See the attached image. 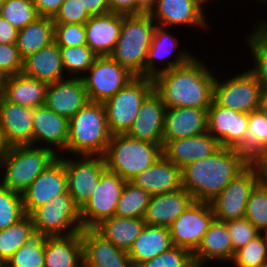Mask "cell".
I'll use <instances>...</instances> for the list:
<instances>
[{
	"mask_svg": "<svg viewBox=\"0 0 267 267\" xmlns=\"http://www.w3.org/2000/svg\"><path fill=\"white\" fill-rule=\"evenodd\" d=\"M241 150L220 147L212 155L181 168L182 188L196 202H210L248 165Z\"/></svg>",
	"mask_w": 267,
	"mask_h": 267,
	"instance_id": "6da1fadb",
	"label": "cell"
},
{
	"mask_svg": "<svg viewBox=\"0 0 267 267\" xmlns=\"http://www.w3.org/2000/svg\"><path fill=\"white\" fill-rule=\"evenodd\" d=\"M194 56L185 65L157 75L154 91L166 108H209L213 101L215 74Z\"/></svg>",
	"mask_w": 267,
	"mask_h": 267,
	"instance_id": "7a4b0ae2",
	"label": "cell"
},
{
	"mask_svg": "<svg viewBox=\"0 0 267 267\" xmlns=\"http://www.w3.org/2000/svg\"><path fill=\"white\" fill-rule=\"evenodd\" d=\"M111 136L103 103L88 101L69 119L68 142L62 155L103 156Z\"/></svg>",
	"mask_w": 267,
	"mask_h": 267,
	"instance_id": "3957f363",
	"label": "cell"
},
{
	"mask_svg": "<svg viewBox=\"0 0 267 267\" xmlns=\"http://www.w3.org/2000/svg\"><path fill=\"white\" fill-rule=\"evenodd\" d=\"M156 25L149 13L122 15L120 35L109 56L135 76L145 77L147 52Z\"/></svg>",
	"mask_w": 267,
	"mask_h": 267,
	"instance_id": "277c9868",
	"label": "cell"
},
{
	"mask_svg": "<svg viewBox=\"0 0 267 267\" xmlns=\"http://www.w3.org/2000/svg\"><path fill=\"white\" fill-rule=\"evenodd\" d=\"M57 157L53 149L38 145L10 147L0 158V184L22 194Z\"/></svg>",
	"mask_w": 267,
	"mask_h": 267,
	"instance_id": "5b68a950",
	"label": "cell"
},
{
	"mask_svg": "<svg viewBox=\"0 0 267 267\" xmlns=\"http://www.w3.org/2000/svg\"><path fill=\"white\" fill-rule=\"evenodd\" d=\"M162 155L159 144L134 139L127 134H115L111 136L103 157L107 170L130 181Z\"/></svg>",
	"mask_w": 267,
	"mask_h": 267,
	"instance_id": "8992f818",
	"label": "cell"
},
{
	"mask_svg": "<svg viewBox=\"0 0 267 267\" xmlns=\"http://www.w3.org/2000/svg\"><path fill=\"white\" fill-rule=\"evenodd\" d=\"M154 91L152 78L136 76L125 87L103 102L112 135L126 134L144 100Z\"/></svg>",
	"mask_w": 267,
	"mask_h": 267,
	"instance_id": "52a82bcc",
	"label": "cell"
},
{
	"mask_svg": "<svg viewBox=\"0 0 267 267\" xmlns=\"http://www.w3.org/2000/svg\"><path fill=\"white\" fill-rule=\"evenodd\" d=\"M30 217L42 237L67 236L83 230L80 207L67 191L36 208Z\"/></svg>",
	"mask_w": 267,
	"mask_h": 267,
	"instance_id": "ba28073f",
	"label": "cell"
},
{
	"mask_svg": "<svg viewBox=\"0 0 267 267\" xmlns=\"http://www.w3.org/2000/svg\"><path fill=\"white\" fill-rule=\"evenodd\" d=\"M244 71L224 80L215 77L213 100L219 106L243 113L258 110L262 95L260 85L249 70Z\"/></svg>",
	"mask_w": 267,
	"mask_h": 267,
	"instance_id": "9c48e42d",
	"label": "cell"
},
{
	"mask_svg": "<svg viewBox=\"0 0 267 267\" xmlns=\"http://www.w3.org/2000/svg\"><path fill=\"white\" fill-rule=\"evenodd\" d=\"M87 73L81 78L88 99L101 103L111 98L136 77L110 56H98Z\"/></svg>",
	"mask_w": 267,
	"mask_h": 267,
	"instance_id": "30bf717a",
	"label": "cell"
},
{
	"mask_svg": "<svg viewBox=\"0 0 267 267\" xmlns=\"http://www.w3.org/2000/svg\"><path fill=\"white\" fill-rule=\"evenodd\" d=\"M126 182L107 169L101 174L93 194L80 208L83 229H93L101 221L114 216Z\"/></svg>",
	"mask_w": 267,
	"mask_h": 267,
	"instance_id": "8fae6325",
	"label": "cell"
},
{
	"mask_svg": "<svg viewBox=\"0 0 267 267\" xmlns=\"http://www.w3.org/2000/svg\"><path fill=\"white\" fill-rule=\"evenodd\" d=\"M259 181L258 173L249 164L219 195L209 202L215 219L227 222L245 217L250 192Z\"/></svg>",
	"mask_w": 267,
	"mask_h": 267,
	"instance_id": "7c38bea8",
	"label": "cell"
},
{
	"mask_svg": "<svg viewBox=\"0 0 267 267\" xmlns=\"http://www.w3.org/2000/svg\"><path fill=\"white\" fill-rule=\"evenodd\" d=\"M214 219L210 203L194 201L168 227L173 246L194 253Z\"/></svg>",
	"mask_w": 267,
	"mask_h": 267,
	"instance_id": "4fadbf2b",
	"label": "cell"
},
{
	"mask_svg": "<svg viewBox=\"0 0 267 267\" xmlns=\"http://www.w3.org/2000/svg\"><path fill=\"white\" fill-rule=\"evenodd\" d=\"M65 165L68 192L81 208L93 194L101 174L106 170L103 156L60 157Z\"/></svg>",
	"mask_w": 267,
	"mask_h": 267,
	"instance_id": "5bb4252c",
	"label": "cell"
},
{
	"mask_svg": "<svg viewBox=\"0 0 267 267\" xmlns=\"http://www.w3.org/2000/svg\"><path fill=\"white\" fill-rule=\"evenodd\" d=\"M249 113L219 106L214 100L208 108V132L220 147L235 148L246 154Z\"/></svg>",
	"mask_w": 267,
	"mask_h": 267,
	"instance_id": "9a60e30c",
	"label": "cell"
},
{
	"mask_svg": "<svg viewBox=\"0 0 267 267\" xmlns=\"http://www.w3.org/2000/svg\"><path fill=\"white\" fill-rule=\"evenodd\" d=\"M206 3L210 4V0H157L149 14L161 27L174 29L176 28L174 26H189L203 30L208 27V20L204 13L205 7H203L207 6Z\"/></svg>",
	"mask_w": 267,
	"mask_h": 267,
	"instance_id": "2e32d148",
	"label": "cell"
},
{
	"mask_svg": "<svg viewBox=\"0 0 267 267\" xmlns=\"http://www.w3.org/2000/svg\"><path fill=\"white\" fill-rule=\"evenodd\" d=\"M61 154L48 165L22 193L25 214H31L56 196L68 191L67 176Z\"/></svg>",
	"mask_w": 267,
	"mask_h": 267,
	"instance_id": "e0dca14e",
	"label": "cell"
},
{
	"mask_svg": "<svg viewBox=\"0 0 267 267\" xmlns=\"http://www.w3.org/2000/svg\"><path fill=\"white\" fill-rule=\"evenodd\" d=\"M167 30L168 28L166 27L158 25L155 27L145 62V77L154 79L160 73L185 65L194 57L192 53L186 49L184 51L180 49V51L176 53V56L173 52L180 46V40ZM169 57H173V61L172 59L169 60ZM156 61L160 62L163 67H157Z\"/></svg>",
	"mask_w": 267,
	"mask_h": 267,
	"instance_id": "ac0fdd59",
	"label": "cell"
},
{
	"mask_svg": "<svg viewBox=\"0 0 267 267\" xmlns=\"http://www.w3.org/2000/svg\"><path fill=\"white\" fill-rule=\"evenodd\" d=\"M88 101L82 78L67 76L48 85L45 106L69 120Z\"/></svg>",
	"mask_w": 267,
	"mask_h": 267,
	"instance_id": "d6986e66",
	"label": "cell"
},
{
	"mask_svg": "<svg viewBox=\"0 0 267 267\" xmlns=\"http://www.w3.org/2000/svg\"><path fill=\"white\" fill-rule=\"evenodd\" d=\"M32 120L33 146L38 144L40 147L42 145V147L53 149L57 155L66 150L69 126L67 118L44 105L33 109Z\"/></svg>",
	"mask_w": 267,
	"mask_h": 267,
	"instance_id": "ffe728a7",
	"label": "cell"
},
{
	"mask_svg": "<svg viewBox=\"0 0 267 267\" xmlns=\"http://www.w3.org/2000/svg\"><path fill=\"white\" fill-rule=\"evenodd\" d=\"M83 267H133L127 251L117 248L94 229L81 231Z\"/></svg>",
	"mask_w": 267,
	"mask_h": 267,
	"instance_id": "44dd1931",
	"label": "cell"
},
{
	"mask_svg": "<svg viewBox=\"0 0 267 267\" xmlns=\"http://www.w3.org/2000/svg\"><path fill=\"white\" fill-rule=\"evenodd\" d=\"M165 110L162 98L153 91L142 103L136 119L126 134L131 138L163 147Z\"/></svg>",
	"mask_w": 267,
	"mask_h": 267,
	"instance_id": "7402d4cb",
	"label": "cell"
},
{
	"mask_svg": "<svg viewBox=\"0 0 267 267\" xmlns=\"http://www.w3.org/2000/svg\"><path fill=\"white\" fill-rule=\"evenodd\" d=\"M219 148V142L207 131L196 136L163 141L162 154L181 169L212 155Z\"/></svg>",
	"mask_w": 267,
	"mask_h": 267,
	"instance_id": "603a6c76",
	"label": "cell"
},
{
	"mask_svg": "<svg viewBox=\"0 0 267 267\" xmlns=\"http://www.w3.org/2000/svg\"><path fill=\"white\" fill-rule=\"evenodd\" d=\"M208 131V108H166L163 141L196 136Z\"/></svg>",
	"mask_w": 267,
	"mask_h": 267,
	"instance_id": "cb8c5ba5",
	"label": "cell"
},
{
	"mask_svg": "<svg viewBox=\"0 0 267 267\" xmlns=\"http://www.w3.org/2000/svg\"><path fill=\"white\" fill-rule=\"evenodd\" d=\"M33 109L0 99V123L9 147L33 145Z\"/></svg>",
	"mask_w": 267,
	"mask_h": 267,
	"instance_id": "d4e9b609",
	"label": "cell"
},
{
	"mask_svg": "<svg viewBox=\"0 0 267 267\" xmlns=\"http://www.w3.org/2000/svg\"><path fill=\"white\" fill-rule=\"evenodd\" d=\"M130 182L151 195L173 192L182 188L181 169L162 155Z\"/></svg>",
	"mask_w": 267,
	"mask_h": 267,
	"instance_id": "484cf974",
	"label": "cell"
},
{
	"mask_svg": "<svg viewBox=\"0 0 267 267\" xmlns=\"http://www.w3.org/2000/svg\"><path fill=\"white\" fill-rule=\"evenodd\" d=\"M193 202L184 188L152 195L143 219L146 225L169 227Z\"/></svg>",
	"mask_w": 267,
	"mask_h": 267,
	"instance_id": "4316f807",
	"label": "cell"
},
{
	"mask_svg": "<svg viewBox=\"0 0 267 267\" xmlns=\"http://www.w3.org/2000/svg\"><path fill=\"white\" fill-rule=\"evenodd\" d=\"M234 254L226 222L214 219L193 253V258L196 267H205L212 260L217 263L231 262Z\"/></svg>",
	"mask_w": 267,
	"mask_h": 267,
	"instance_id": "83f0119b",
	"label": "cell"
},
{
	"mask_svg": "<svg viewBox=\"0 0 267 267\" xmlns=\"http://www.w3.org/2000/svg\"><path fill=\"white\" fill-rule=\"evenodd\" d=\"M122 27V15L108 12L91 16L85 23L86 45L97 56H109L114 50Z\"/></svg>",
	"mask_w": 267,
	"mask_h": 267,
	"instance_id": "f1b7e54d",
	"label": "cell"
},
{
	"mask_svg": "<svg viewBox=\"0 0 267 267\" xmlns=\"http://www.w3.org/2000/svg\"><path fill=\"white\" fill-rule=\"evenodd\" d=\"M22 73L48 84L66 78L61 63L60 47L53 41L29 55L23 60Z\"/></svg>",
	"mask_w": 267,
	"mask_h": 267,
	"instance_id": "f546056e",
	"label": "cell"
},
{
	"mask_svg": "<svg viewBox=\"0 0 267 267\" xmlns=\"http://www.w3.org/2000/svg\"><path fill=\"white\" fill-rule=\"evenodd\" d=\"M44 267H83L81 232L45 237Z\"/></svg>",
	"mask_w": 267,
	"mask_h": 267,
	"instance_id": "4dcf8cb0",
	"label": "cell"
},
{
	"mask_svg": "<svg viewBox=\"0 0 267 267\" xmlns=\"http://www.w3.org/2000/svg\"><path fill=\"white\" fill-rule=\"evenodd\" d=\"M171 247L173 244L168 227L145 225L128 254L132 266L138 267L143 262L168 251Z\"/></svg>",
	"mask_w": 267,
	"mask_h": 267,
	"instance_id": "1f68e13d",
	"label": "cell"
},
{
	"mask_svg": "<svg viewBox=\"0 0 267 267\" xmlns=\"http://www.w3.org/2000/svg\"><path fill=\"white\" fill-rule=\"evenodd\" d=\"M48 83L39 81L24 73L8 77L4 99L28 108L45 105Z\"/></svg>",
	"mask_w": 267,
	"mask_h": 267,
	"instance_id": "d6a6232c",
	"label": "cell"
},
{
	"mask_svg": "<svg viewBox=\"0 0 267 267\" xmlns=\"http://www.w3.org/2000/svg\"><path fill=\"white\" fill-rule=\"evenodd\" d=\"M145 225L143 218L112 216L93 229L117 248L128 252Z\"/></svg>",
	"mask_w": 267,
	"mask_h": 267,
	"instance_id": "836d02e7",
	"label": "cell"
},
{
	"mask_svg": "<svg viewBox=\"0 0 267 267\" xmlns=\"http://www.w3.org/2000/svg\"><path fill=\"white\" fill-rule=\"evenodd\" d=\"M54 41L53 18L38 17L17 32L16 46L20 57L24 60Z\"/></svg>",
	"mask_w": 267,
	"mask_h": 267,
	"instance_id": "e575fe53",
	"label": "cell"
},
{
	"mask_svg": "<svg viewBox=\"0 0 267 267\" xmlns=\"http://www.w3.org/2000/svg\"><path fill=\"white\" fill-rule=\"evenodd\" d=\"M253 25L255 28L244 42L248 44L253 60V67L248 70L256 77L261 92L267 94V22L261 19Z\"/></svg>",
	"mask_w": 267,
	"mask_h": 267,
	"instance_id": "d590c367",
	"label": "cell"
},
{
	"mask_svg": "<svg viewBox=\"0 0 267 267\" xmlns=\"http://www.w3.org/2000/svg\"><path fill=\"white\" fill-rule=\"evenodd\" d=\"M37 236L29 214H25L8 228L0 230V257L8 261L25 243Z\"/></svg>",
	"mask_w": 267,
	"mask_h": 267,
	"instance_id": "8d00e7d4",
	"label": "cell"
},
{
	"mask_svg": "<svg viewBox=\"0 0 267 267\" xmlns=\"http://www.w3.org/2000/svg\"><path fill=\"white\" fill-rule=\"evenodd\" d=\"M151 196L149 192L127 181L117 203L114 216L143 218Z\"/></svg>",
	"mask_w": 267,
	"mask_h": 267,
	"instance_id": "74e56055",
	"label": "cell"
},
{
	"mask_svg": "<svg viewBox=\"0 0 267 267\" xmlns=\"http://www.w3.org/2000/svg\"><path fill=\"white\" fill-rule=\"evenodd\" d=\"M60 53L62 67L68 77H82L98 57L87 45L60 47Z\"/></svg>",
	"mask_w": 267,
	"mask_h": 267,
	"instance_id": "f35d334b",
	"label": "cell"
},
{
	"mask_svg": "<svg viewBox=\"0 0 267 267\" xmlns=\"http://www.w3.org/2000/svg\"><path fill=\"white\" fill-rule=\"evenodd\" d=\"M247 218L260 233L267 232V182L259 181L246 204Z\"/></svg>",
	"mask_w": 267,
	"mask_h": 267,
	"instance_id": "ab89813d",
	"label": "cell"
},
{
	"mask_svg": "<svg viewBox=\"0 0 267 267\" xmlns=\"http://www.w3.org/2000/svg\"><path fill=\"white\" fill-rule=\"evenodd\" d=\"M230 263L236 267H263L267 263V238L261 233L244 247L235 251Z\"/></svg>",
	"mask_w": 267,
	"mask_h": 267,
	"instance_id": "60d3db41",
	"label": "cell"
},
{
	"mask_svg": "<svg viewBox=\"0 0 267 267\" xmlns=\"http://www.w3.org/2000/svg\"><path fill=\"white\" fill-rule=\"evenodd\" d=\"M0 15L18 30L39 17L32 0H5L0 6Z\"/></svg>",
	"mask_w": 267,
	"mask_h": 267,
	"instance_id": "b9f144b4",
	"label": "cell"
},
{
	"mask_svg": "<svg viewBox=\"0 0 267 267\" xmlns=\"http://www.w3.org/2000/svg\"><path fill=\"white\" fill-rule=\"evenodd\" d=\"M45 237L37 235L7 261L8 267H44Z\"/></svg>",
	"mask_w": 267,
	"mask_h": 267,
	"instance_id": "7bdbcfd3",
	"label": "cell"
},
{
	"mask_svg": "<svg viewBox=\"0 0 267 267\" xmlns=\"http://www.w3.org/2000/svg\"><path fill=\"white\" fill-rule=\"evenodd\" d=\"M24 215L22 194L0 184V230L8 228Z\"/></svg>",
	"mask_w": 267,
	"mask_h": 267,
	"instance_id": "ee69618b",
	"label": "cell"
},
{
	"mask_svg": "<svg viewBox=\"0 0 267 267\" xmlns=\"http://www.w3.org/2000/svg\"><path fill=\"white\" fill-rule=\"evenodd\" d=\"M267 145V120L259 110L249 113L246 133V155L251 158Z\"/></svg>",
	"mask_w": 267,
	"mask_h": 267,
	"instance_id": "f6af8a7d",
	"label": "cell"
},
{
	"mask_svg": "<svg viewBox=\"0 0 267 267\" xmlns=\"http://www.w3.org/2000/svg\"><path fill=\"white\" fill-rule=\"evenodd\" d=\"M138 267H196V265L192 252L173 246L168 251L143 262Z\"/></svg>",
	"mask_w": 267,
	"mask_h": 267,
	"instance_id": "bcb514c9",
	"label": "cell"
},
{
	"mask_svg": "<svg viewBox=\"0 0 267 267\" xmlns=\"http://www.w3.org/2000/svg\"><path fill=\"white\" fill-rule=\"evenodd\" d=\"M54 41L59 47L86 45L85 24L54 23Z\"/></svg>",
	"mask_w": 267,
	"mask_h": 267,
	"instance_id": "7dc6e473",
	"label": "cell"
},
{
	"mask_svg": "<svg viewBox=\"0 0 267 267\" xmlns=\"http://www.w3.org/2000/svg\"><path fill=\"white\" fill-rule=\"evenodd\" d=\"M226 224L234 252L261 234L245 217L227 221Z\"/></svg>",
	"mask_w": 267,
	"mask_h": 267,
	"instance_id": "c3c4849f",
	"label": "cell"
},
{
	"mask_svg": "<svg viewBox=\"0 0 267 267\" xmlns=\"http://www.w3.org/2000/svg\"><path fill=\"white\" fill-rule=\"evenodd\" d=\"M90 18L91 15L80 0H64L58 13L54 16L53 22L85 24Z\"/></svg>",
	"mask_w": 267,
	"mask_h": 267,
	"instance_id": "681fc988",
	"label": "cell"
},
{
	"mask_svg": "<svg viewBox=\"0 0 267 267\" xmlns=\"http://www.w3.org/2000/svg\"><path fill=\"white\" fill-rule=\"evenodd\" d=\"M0 69L9 76L23 72V59L16 44H0Z\"/></svg>",
	"mask_w": 267,
	"mask_h": 267,
	"instance_id": "f907efd6",
	"label": "cell"
},
{
	"mask_svg": "<svg viewBox=\"0 0 267 267\" xmlns=\"http://www.w3.org/2000/svg\"><path fill=\"white\" fill-rule=\"evenodd\" d=\"M39 17L54 18L64 0H32Z\"/></svg>",
	"mask_w": 267,
	"mask_h": 267,
	"instance_id": "816d5d0a",
	"label": "cell"
},
{
	"mask_svg": "<svg viewBox=\"0 0 267 267\" xmlns=\"http://www.w3.org/2000/svg\"><path fill=\"white\" fill-rule=\"evenodd\" d=\"M109 11L120 15L137 14L136 0H107Z\"/></svg>",
	"mask_w": 267,
	"mask_h": 267,
	"instance_id": "f5cc1de1",
	"label": "cell"
},
{
	"mask_svg": "<svg viewBox=\"0 0 267 267\" xmlns=\"http://www.w3.org/2000/svg\"><path fill=\"white\" fill-rule=\"evenodd\" d=\"M250 164L255 168L260 180L267 182V145L250 158Z\"/></svg>",
	"mask_w": 267,
	"mask_h": 267,
	"instance_id": "db71d44e",
	"label": "cell"
},
{
	"mask_svg": "<svg viewBox=\"0 0 267 267\" xmlns=\"http://www.w3.org/2000/svg\"><path fill=\"white\" fill-rule=\"evenodd\" d=\"M18 29L0 15V44H15Z\"/></svg>",
	"mask_w": 267,
	"mask_h": 267,
	"instance_id": "11a10c76",
	"label": "cell"
},
{
	"mask_svg": "<svg viewBox=\"0 0 267 267\" xmlns=\"http://www.w3.org/2000/svg\"><path fill=\"white\" fill-rule=\"evenodd\" d=\"M91 16L110 12L107 0H80Z\"/></svg>",
	"mask_w": 267,
	"mask_h": 267,
	"instance_id": "9f6ffc18",
	"label": "cell"
},
{
	"mask_svg": "<svg viewBox=\"0 0 267 267\" xmlns=\"http://www.w3.org/2000/svg\"><path fill=\"white\" fill-rule=\"evenodd\" d=\"M137 14L150 13L155 7L157 0H136Z\"/></svg>",
	"mask_w": 267,
	"mask_h": 267,
	"instance_id": "6f0895ef",
	"label": "cell"
},
{
	"mask_svg": "<svg viewBox=\"0 0 267 267\" xmlns=\"http://www.w3.org/2000/svg\"><path fill=\"white\" fill-rule=\"evenodd\" d=\"M10 149L8 143L6 142L4 131L0 123V158Z\"/></svg>",
	"mask_w": 267,
	"mask_h": 267,
	"instance_id": "680465c9",
	"label": "cell"
},
{
	"mask_svg": "<svg viewBox=\"0 0 267 267\" xmlns=\"http://www.w3.org/2000/svg\"><path fill=\"white\" fill-rule=\"evenodd\" d=\"M9 75L0 69V99L4 97Z\"/></svg>",
	"mask_w": 267,
	"mask_h": 267,
	"instance_id": "91938a15",
	"label": "cell"
},
{
	"mask_svg": "<svg viewBox=\"0 0 267 267\" xmlns=\"http://www.w3.org/2000/svg\"><path fill=\"white\" fill-rule=\"evenodd\" d=\"M258 110L262 113V115L267 120V94L266 93H262L261 95Z\"/></svg>",
	"mask_w": 267,
	"mask_h": 267,
	"instance_id": "94428289",
	"label": "cell"
},
{
	"mask_svg": "<svg viewBox=\"0 0 267 267\" xmlns=\"http://www.w3.org/2000/svg\"><path fill=\"white\" fill-rule=\"evenodd\" d=\"M0 267H8L7 261L0 257Z\"/></svg>",
	"mask_w": 267,
	"mask_h": 267,
	"instance_id": "6125c7cd",
	"label": "cell"
},
{
	"mask_svg": "<svg viewBox=\"0 0 267 267\" xmlns=\"http://www.w3.org/2000/svg\"><path fill=\"white\" fill-rule=\"evenodd\" d=\"M261 3L260 4H267V0H259Z\"/></svg>",
	"mask_w": 267,
	"mask_h": 267,
	"instance_id": "be15d7a7",
	"label": "cell"
},
{
	"mask_svg": "<svg viewBox=\"0 0 267 267\" xmlns=\"http://www.w3.org/2000/svg\"><path fill=\"white\" fill-rule=\"evenodd\" d=\"M5 0H0V6H1V4L4 2Z\"/></svg>",
	"mask_w": 267,
	"mask_h": 267,
	"instance_id": "e7e4bbea",
	"label": "cell"
}]
</instances>
